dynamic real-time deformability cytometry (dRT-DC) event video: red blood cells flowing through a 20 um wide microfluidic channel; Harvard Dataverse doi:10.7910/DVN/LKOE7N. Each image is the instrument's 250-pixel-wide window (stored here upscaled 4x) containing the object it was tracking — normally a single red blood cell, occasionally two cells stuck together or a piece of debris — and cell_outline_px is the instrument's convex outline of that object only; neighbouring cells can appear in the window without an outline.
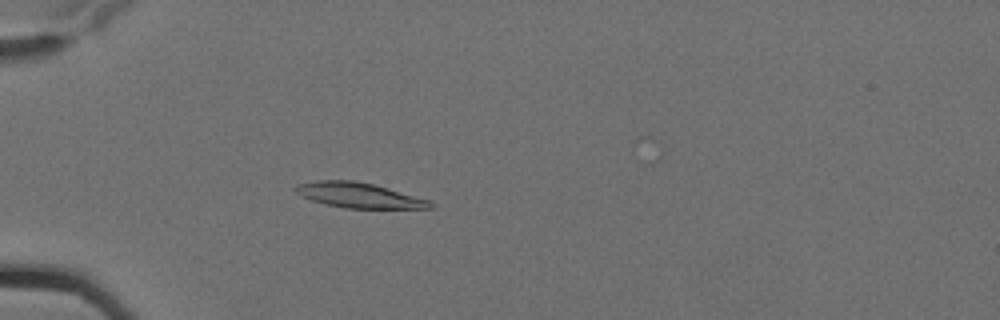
{"species": "Egyptian fruit bat (a non-hibernating species)", "species_latin": "Rousettus aegyptiacus", "temperature_condition": "cold", "stored_images_in_passage": 5, "camera_frame_rate_fps": 3000, "um_per_image_px": 0.085, "animal": {"sex": "female"}, "frame": {"image": 1, "passage_image": 5, "time_ms": 1.333, "image_size_px": [1000, 320], "cell_outline_px": [[436, 204], [432, 208], [344, 208], [324, 204], [312, 200], [296, 192], [292, 188], [296, 184], [316, 180], [352, 180], [372, 184], [388, 188], [432, 200]], "centroid_in_image_um": [30.53, 16.59], "position_along_channel_um": 54.5, "area_um2": 19.83}}